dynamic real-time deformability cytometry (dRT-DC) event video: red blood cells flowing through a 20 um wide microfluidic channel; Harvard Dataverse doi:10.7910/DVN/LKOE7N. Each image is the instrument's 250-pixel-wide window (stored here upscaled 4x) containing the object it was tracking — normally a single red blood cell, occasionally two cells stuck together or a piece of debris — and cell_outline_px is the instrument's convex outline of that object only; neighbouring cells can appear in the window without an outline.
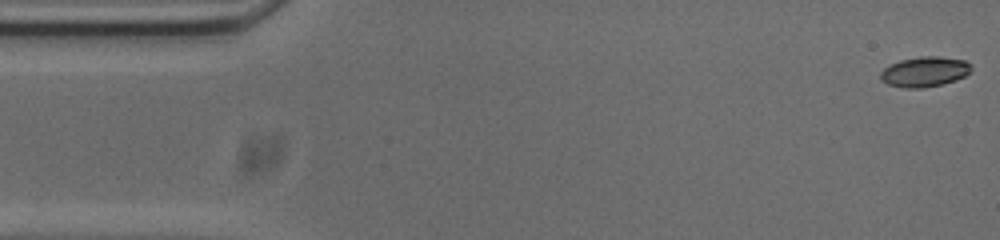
{"species": "common noctule bat (a hibernating species)", "species_latin": "Nyctalus noctula", "temperature_condition": "cold", "stored_images_in_passage": 54, "camera_frame_rate_fps": 3000, "um_per_image_px": 0.085, "animal": {"sex": "male", "body_mass_g": 20.0, "forearm_length_mm": 53.3}, "frame": {"image": 1, "passage_image": 1, "time_ms": 0.0, "image_size_px": [1000, 240], "cell_outline_px": [[972, 68], [964, 76], [956, 80], [924, 88], [908, 88], [888, 84], [880, 80], [880, 72], [884, 68], [900, 60], [920, 56], [940, 56], [964, 60], [972, 64]], "centroid_in_image_um": [78.59, 6.09], "position_along_channel_um": 6.4, "area_um2": 15.9}}
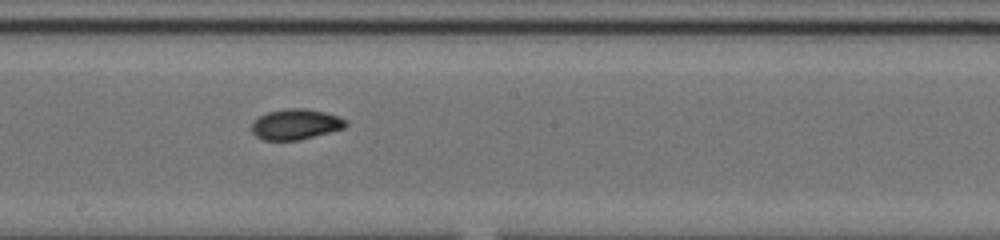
{"frame": {"image": 2, "passage_image": 28, "time_ms": 9.0, "image_size_px": [1000, 240], "cell_outline_px": [[348, 124], [344, 128], [300, 140], [264, 140], [256, 136], [252, 132], [252, 120], [268, 112], [288, 108], [304, 108], [324, 112], [340, 116], [348, 120]], "centroid_in_image_um": [25.15, 10.56], "position_along_channel_um": 223.1, "area_um2": 16.82}}
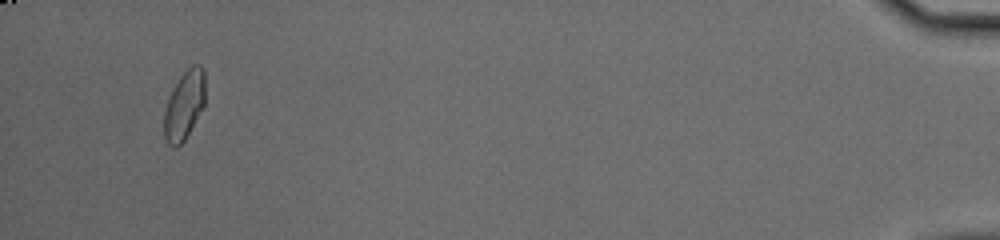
{"frame": {"image": 3, "passage_image": 51, "time_ms": 16.667, "image_size_px": [1000, 240], "cell_outline_px": [[204, 104], [184, 140], [176, 148], [172, 148], [164, 140], [164, 112], [168, 96], [172, 88], [180, 76], [192, 64], [200, 64], [204, 68]], "centroid_in_image_um": [15.63, 8.93], "position_along_channel_um": 419.6, "area_um2": 16.47}, "authors_computed_cell_mechanics": {"area_um2": 16.3574, "velocity_mm_per_s": 3.7424, "shape_relaxation_time_tau1_ms": 4.8827, "shape_relaxation_time_tau2_ms": 2.091, "deformation_change_tau1": 0.1438, "deformation_change_tau2": 0.0535}}